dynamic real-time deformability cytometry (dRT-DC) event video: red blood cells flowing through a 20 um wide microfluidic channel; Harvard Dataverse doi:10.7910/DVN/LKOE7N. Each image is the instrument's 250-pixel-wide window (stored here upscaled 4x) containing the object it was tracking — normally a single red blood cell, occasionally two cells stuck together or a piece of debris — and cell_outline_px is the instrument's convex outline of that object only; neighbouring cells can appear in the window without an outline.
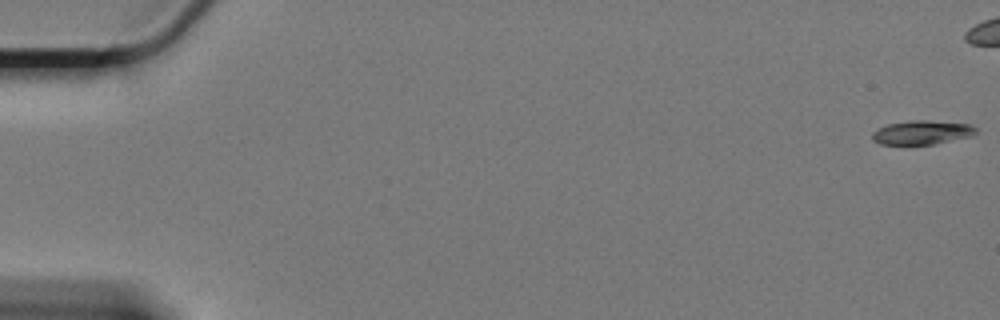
{"species": "Egyptian fruit bat (a non-hibernating species)", "species_latin": "Rousettus aegyptiacus", "temperature_condition": "cold", "stored_images_in_passage": 28, "camera_frame_rate_fps": 3000, "um_per_image_px": 0.085, "animal": {"sex": "female"}, "frame": {"image": 1, "passage_image": 1, "time_ms": 0.0, "image_size_px": [1000, 320], "cell_outline_px": [[976, 132], [972, 136], [932, 144], [880, 144], [872, 140], [872, 132], [888, 124], [912, 120], [924, 120], [972, 124], [976, 128]], "centroid_in_image_um": [78.37, 11.25], "position_along_channel_um": 6.6, "area_um2": 14.33}}
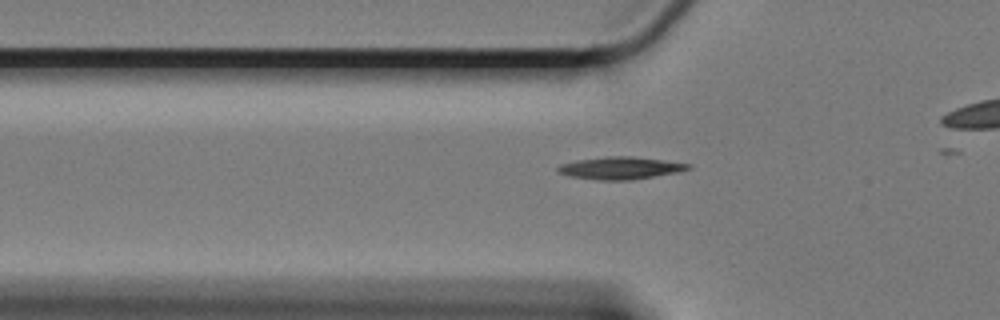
{"frame": {"image": 2, "passage_image": 21, "time_ms": 6.667, "image_size_px": [1000, 320], "cell_outline_px": [[692, 168], [676, 172], [632, 180], [596, 180], [568, 176], [556, 172], [556, 168], [560, 164], [576, 160], [604, 156], [632, 156], [688, 164]], "centroid_in_image_um": [52.62, 14.28], "position_along_channel_um": 73.2, "area_um2": 16.94}}
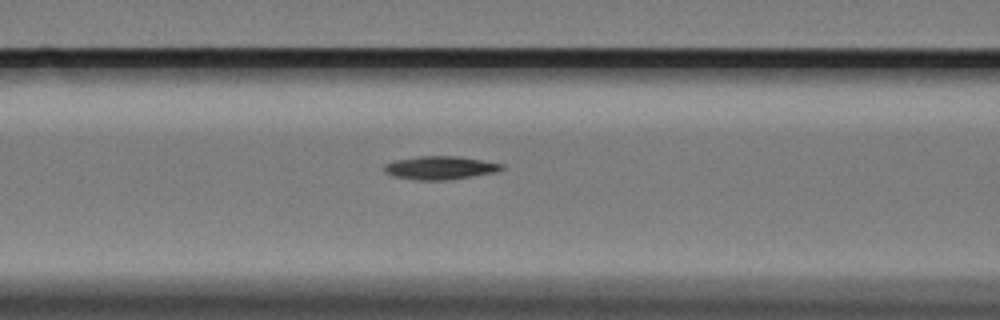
{"frame": {"image": 3, "passage_image": 26, "time_ms": 8.333, "image_size_px": [1000, 320], "cell_outline_px": [[504, 168], [496, 172], [472, 176], [444, 180], [420, 180], [396, 176], [384, 172], [384, 164], [396, 160], [420, 156], [456, 156], [504, 164]], "centroid_in_image_um": [37.42, 14.25], "position_along_channel_um": 129.2, "area_um2": 15.66}}